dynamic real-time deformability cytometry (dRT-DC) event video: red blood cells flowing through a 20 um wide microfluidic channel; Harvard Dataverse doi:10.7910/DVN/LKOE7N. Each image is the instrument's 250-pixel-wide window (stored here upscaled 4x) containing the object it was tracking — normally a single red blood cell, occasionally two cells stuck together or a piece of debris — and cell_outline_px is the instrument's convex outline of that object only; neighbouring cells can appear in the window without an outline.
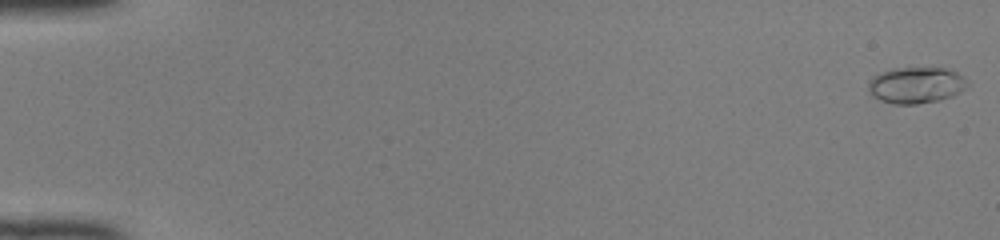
{"species": "common noctule bat (a hibernating species)", "species_latin": "Nyctalus noctula", "temperature_condition": "room temperature", "stored_images_in_passage": 50, "camera_frame_rate_fps": 3000, "um_per_image_px": 0.085, "animal": {"sex": "female", "body_mass_g": 22.0, "forearm_length_mm": 56.7}, "frame": {"image": 1, "passage_image": 1, "time_ms": 0.0, "image_size_px": [1000, 240], "cell_outline_px": [[968, 84], [960, 92], [952, 96], [940, 100], [916, 104], [892, 104], [880, 100], [872, 96], [868, 88], [868, 84], [872, 76], [880, 72], [892, 68], [944, 68], [956, 72], [964, 76]], "centroid_in_image_um": [77.84, 7.24], "position_along_channel_um": 7.2, "area_um2": 21.04}}
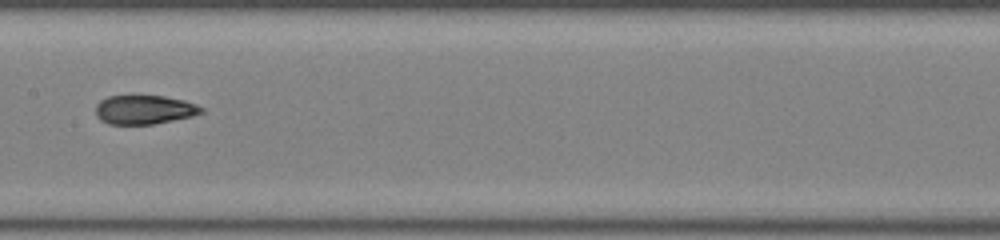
{"frame": {"image": 2, "passage_image": 27, "time_ms": 8.667, "image_size_px": [1000, 240], "cell_outline_px": [[204, 112], [192, 116], [152, 124], [108, 124], [100, 120], [96, 116], [96, 104], [100, 100], [108, 96], [164, 96], [184, 100], [196, 104], [204, 108]], "centroid_in_image_um": [12.25, 9.32], "position_along_channel_um": 195.1, "area_um2": 17.86}}
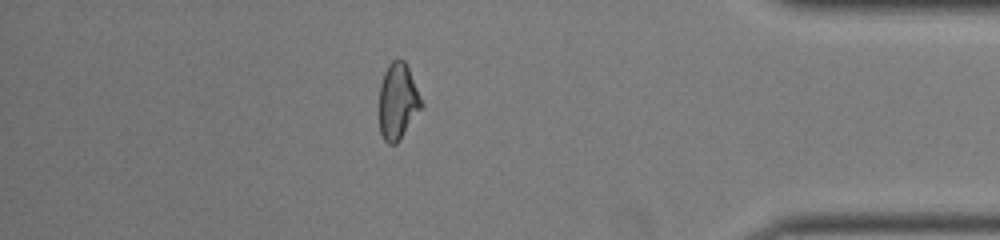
{"frame": {"image": 3, "passage_image": 44, "time_ms": 14.333, "image_size_px": [1000, 240], "cell_outline_px": [[424, 104], [396, 144], [388, 144], [384, 140], [380, 132], [380, 84], [384, 72], [388, 64], [392, 60], [404, 60], [408, 68]], "centroid_in_image_um": [33.81, 8.61], "position_along_channel_um": 401.4, "area_um2": 18.44}, "authors_computed_cell_mechanics": {"area_um2": 18.8139, "velocity_mm_per_s": 4.1658, "shape_relaxation_time_tau1_ms": null, "shape_relaxation_time_tau2_ms": 1.1756, "deformation_change_tau1": null, "deformation_change_tau2": 0.0607}}